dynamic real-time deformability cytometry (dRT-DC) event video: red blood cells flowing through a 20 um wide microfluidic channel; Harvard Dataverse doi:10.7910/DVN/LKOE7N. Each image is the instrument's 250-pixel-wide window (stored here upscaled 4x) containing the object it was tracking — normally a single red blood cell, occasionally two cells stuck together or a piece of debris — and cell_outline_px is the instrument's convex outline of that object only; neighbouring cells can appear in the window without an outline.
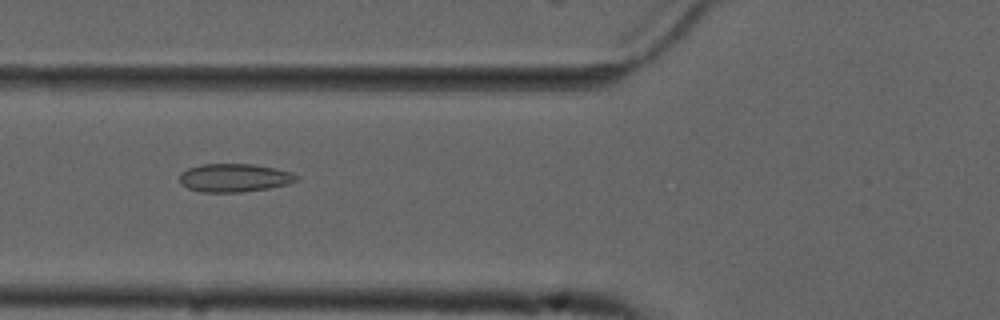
{"species": "common noctule bat (a hibernating species)", "species_latin": "Nyctalus noctula", "temperature_condition": "cold", "stored_images_in_passage": 40, "camera_frame_rate_fps": 3000, "um_per_image_px": 0.085, "animal": {"sex": "male", "forearm_length_mm": 52.5}, "frame": {"image": 1, "passage_image": 6, "time_ms": 1.667, "image_size_px": [1000, 320], "cell_outline_px": [[300, 180], [288, 184], [268, 188], [240, 192], [200, 192], [188, 188], [180, 184], [180, 172], [188, 168], [204, 164], [252, 164], [276, 168], [292, 172], [300, 176]], "centroid_in_image_um": [19.95, 15.11], "position_along_channel_um": 105.9, "area_um2": 19.42}}
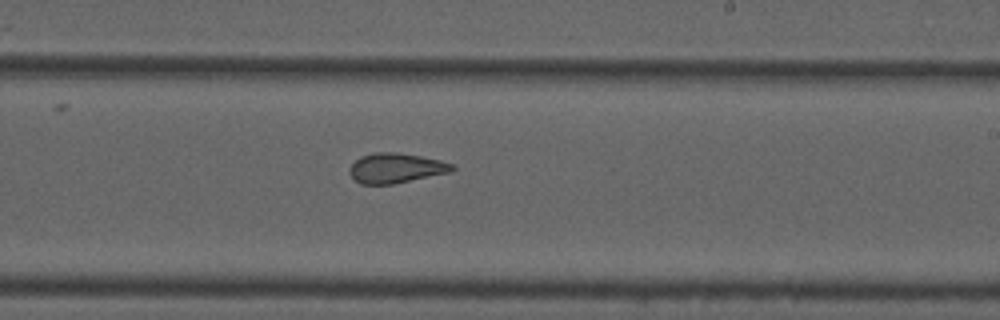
{"frame": {"image": 2, "passage_image": 18, "time_ms": 5.667, "image_size_px": [1000, 320], "cell_outline_px": [[456, 168], [452, 172], [392, 184], [360, 184], [348, 172], [348, 168], [360, 156], [376, 152], [396, 152], [420, 156], [440, 160], [452, 164]], "centroid_in_image_um": [33.65, 14.28], "position_along_channel_um": 255.4, "area_um2": 17.86}}
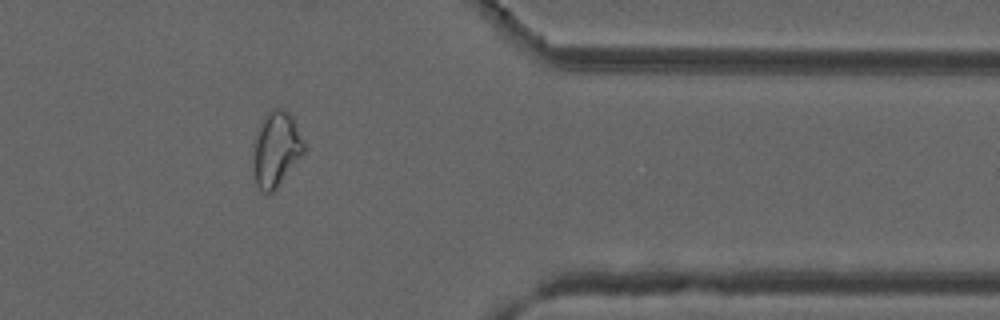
{"frame": {"image": 3, "passage_image": 30, "time_ms": 9.667, "image_size_px": [1000, 320], "cell_outline_px": [[304, 152], [276, 188], [272, 192], [264, 192], [256, 184], [252, 168], [252, 152], [260, 124], [264, 116], [272, 108], [284, 108], [292, 116], [304, 140]], "centroid_in_image_um": [23.45, 12.65], "position_along_channel_um": 387.9, "area_um2": 22.08}, "authors_computed_cell_mechanics": {"area_um2": 19.2474, "velocity_mm_per_s": 3.7447, "shape_relaxation_time_tau1_ms": null, "shape_relaxation_time_tau2_ms": 1.6464, "deformation_change_tau1": null, "deformation_change_tau2": 0.0733}}